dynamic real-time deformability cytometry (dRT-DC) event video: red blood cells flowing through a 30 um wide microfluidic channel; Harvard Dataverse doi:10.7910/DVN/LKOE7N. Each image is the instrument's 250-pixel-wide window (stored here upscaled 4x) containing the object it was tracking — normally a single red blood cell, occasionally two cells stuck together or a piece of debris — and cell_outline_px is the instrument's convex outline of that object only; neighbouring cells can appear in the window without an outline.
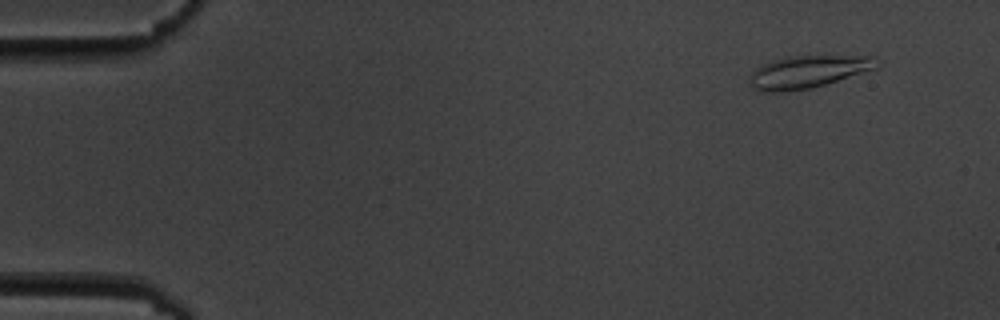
{"species": "common noctule bat (a hibernating species)", "species_latin": "Nyctalus noctula", "temperature_condition": "cold", "stored_images_in_passage": 6, "camera_frame_rate_fps": 3000, "um_per_image_px": 0.085, "animal": {"sex": "male", "body_mass_g": 19.5, "forearm_length_mm": 54.6}, "frame": {"image": 1, "passage_image": 2, "time_ms": 1.0, "image_size_px": [1000, 320], "cell_outline_px": [[880, 64], [876, 68], [812, 88], [788, 92], [768, 92], [752, 88], [748, 84], [752, 72], [756, 68], [772, 60], [788, 56], [876, 56], [880, 60]], "centroid_in_image_um": [68.67, 6.1], "position_along_channel_um": 16.3, "area_um2": 24.1}}